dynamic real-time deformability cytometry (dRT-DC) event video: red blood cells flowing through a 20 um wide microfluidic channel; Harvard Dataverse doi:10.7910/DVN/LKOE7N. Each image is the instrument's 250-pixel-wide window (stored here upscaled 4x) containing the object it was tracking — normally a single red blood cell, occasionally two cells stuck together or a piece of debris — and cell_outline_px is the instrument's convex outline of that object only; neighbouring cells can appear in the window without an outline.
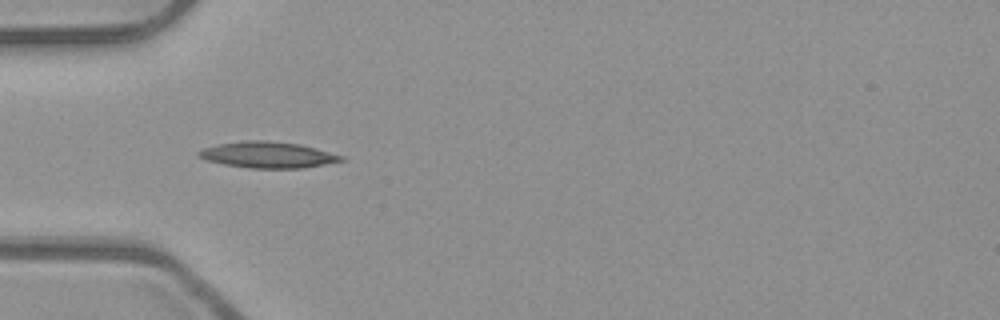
{"species": "common noctule bat (a hibernating species)", "species_latin": "Nyctalus noctula", "temperature_condition": "room temperature", "stored_images_in_passage": 34, "camera_frame_rate_fps": 3000, "um_per_image_px": 0.085, "animal": {"sex": "male", "body_mass_g": 23.1, "forearm_length_mm": 52.7}, "frame": {"image": 1, "passage_image": 1, "time_ms": 0.0, "image_size_px": [1000, 320], "cell_outline_px": [[344, 160], [304, 168], [248, 168], [224, 164], [208, 160], [196, 156], [196, 152], [204, 148], [220, 144], [244, 140], [264, 140], [300, 144], [316, 148], [344, 156]], "centroid_in_image_um": [22.76, 13.16], "position_along_channel_um": 62.2, "area_um2": 21.62}}
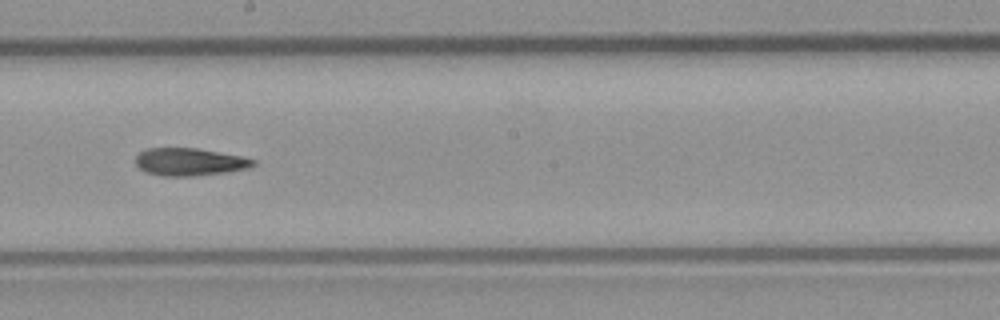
{"frame": {"image": 2, "passage_image": 14, "time_ms": 4.333, "image_size_px": [1000, 320], "cell_outline_px": [[256, 164], [248, 168], [228, 172], [192, 176], [164, 176], [144, 172], [136, 164], [136, 156], [140, 152], [148, 148], [196, 148], [240, 156], [256, 160]], "centroid_in_image_um": [16.11, 13.76], "position_along_channel_um": 232.1, "area_um2": 18.84}}
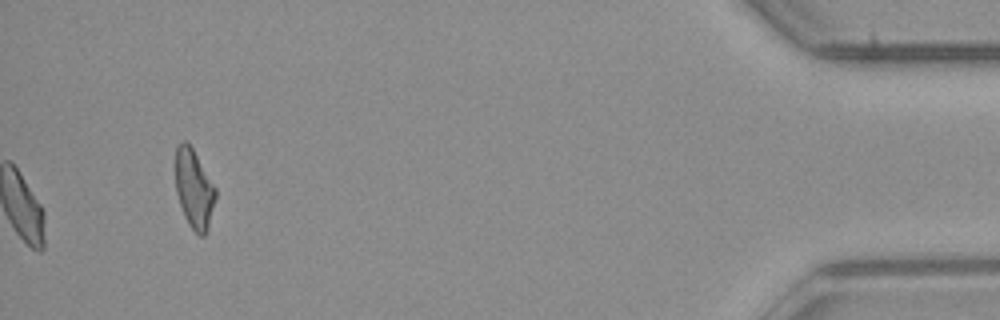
{"frame": {"image": 3, "passage_image": 34, "time_ms": 11.0, "image_size_px": [1000, 320], "cell_outline_px": [[216, 196], [208, 228], [204, 236], [200, 236], [188, 224], [184, 216], [176, 192], [176, 144], [184, 140], [192, 148], [216, 188]], "centroid_in_image_um": [16.49, 16.06], "position_along_channel_um": 418.7, "area_um2": 18.21}, "authors_computed_cell_mechanics": {"area_um2": 18.8139, "velocity_mm_per_s": 3.944, "shape_relaxation_time_tau1_ms": null, "shape_relaxation_time_tau2_ms": 3.5903, "deformation_change_tau1": null, "deformation_change_tau2": 0.1282}}